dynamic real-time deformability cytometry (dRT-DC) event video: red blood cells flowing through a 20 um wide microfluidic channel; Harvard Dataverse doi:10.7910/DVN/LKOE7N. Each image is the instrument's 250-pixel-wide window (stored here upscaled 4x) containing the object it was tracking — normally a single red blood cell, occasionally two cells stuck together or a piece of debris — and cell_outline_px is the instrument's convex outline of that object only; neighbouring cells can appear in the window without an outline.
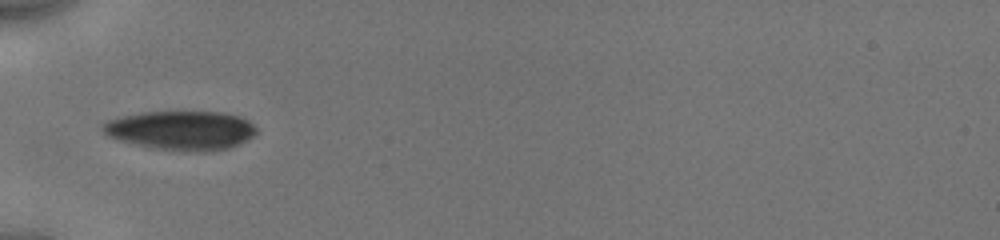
{"species": "human", "species_latin": "Homo sapiens", "temperature_condition": "cold", "stored_images_in_passage": 41, "camera_frame_rate_fps": 3000, "um_per_image_px": 0.085, "donor": {"sex": "male"}, "frame": {"image": 1, "passage_image": 1, "time_ms": 0.0, "image_size_px": [1000, 240], "cell_outline_px": [[256, 132], [252, 136], [228, 148], [208, 152], [196, 152], [156, 148], [136, 144], [120, 140], [108, 136], [100, 128], [100, 124], [108, 120], [140, 112], [220, 112], [236, 116], [248, 120], [256, 128]], "centroid_in_image_um": [15.36, 11.08], "position_along_channel_um": 69.6, "area_um2": 34.62}}
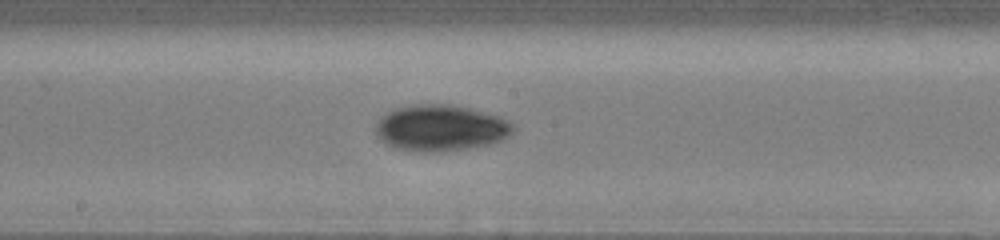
{"frame": {"image": 2, "passage_image": 18, "time_ms": 3.667, "image_size_px": [1000, 240], "cell_outline_px": [[516, 128], [508, 136], [500, 140], [488, 144], [464, 148], [436, 152], [408, 152], [396, 148], [388, 144], [376, 132], [376, 124], [388, 112], [396, 108], [416, 104], [448, 104], [472, 108], [500, 116], [512, 124]], "centroid_in_image_um": [37.47, 10.87], "position_along_channel_um": 210.7, "area_um2": 36.7}}
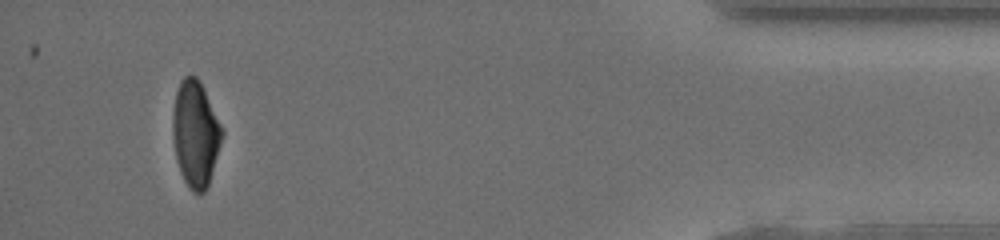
{"frame": {"image": 3, "passage_image": 36, "time_ms": 10.333, "image_size_px": [1000, 240], "cell_outline_px": [[224, 136], [208, 184], [204, 192], [192, 192], [188, 188], [180, 172], [176, 160], [172, 132], [172, 120], [176, 92], [180, 80], [184, 76], [196, 76], [200, 80], [204, 88], [224, 132]], "centroid_in_image_um": [16.61, 11.37], "position_along_channel_um": 418.6, "area_um2": 30.52}, "authors_computed_cell_mechanics": {"area_um2": 34.6222, "velocity_mm_per_s": 3.9473, "shape_relaxation_time_tau1_ms": 2.6314, "shape_relaxation_time_tau2_ms": null, "deformation_change_tau1": 0.1107, "deformation_change_tau2": null}}